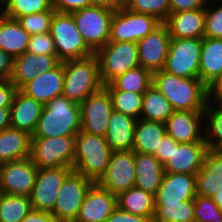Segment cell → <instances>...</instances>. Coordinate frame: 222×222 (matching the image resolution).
I'll return each instance as SVG.
<instances>
[{"mask_svg":"<svg viewBox=\"0 0 222 222\" xmlns=\"http://www.w3.org/2000/svg\"><path fill=\"white\" fill-rule=\"evenodd\" d=\"M152 84L153 73L139 66L117 76L104 87L107 90H123L144 94Z\"/></svg>","mask_w":222,"mask_h":222,"instance_id":"cell-33","label":"cell"},{"mask_svg":"<svg viewBox=\"0 0 222 222\" xmlns=\"http://www.w3.org/2000/svg\"><path fill=\"white\" fill-rule=\"evenodd\" d=\"M202 38H171L164 71L182 78H199Z\"/></svg>","mask_w":222,"mask_h":222,"instance_id":"cell-11","label":"cell"},{"mask_svg":"<svg viewBox=\"0 0 222 222\" xmlns=\"http://www.w3.org/2000/svg\"><path fill=\"white\" fill-rule=\"evenodd\" d=\"M161 24L162 22L152 15L137 13L121 5L115 9L111 19L109 41L137 43Z\"/></svg>","mask_w":222,"mask_h":222,"instance_id":"cell-9","label":"cell"},{"mask_svg":"<svg viewBox=\"0 0 222 222\" xmlns=\"http://www.w3.org/2000/svg\"><path fill=\"white\" fill-rule=\"evenodd\" d=\"M166 134L165 123L140 118L134 129L132 151L153 155L159 151L161 140Z\"/></svg>","mask_w":222,"mask_h":222,"instance_id":"cell-31","label":"cell"},{"mask_svg":"<svg viewBox=\"0 0 222 222\" xmlns=\"http://www.w3.org/2000/svg\"><path fill=\"white\" fill-rule=\"evenodd\" d=\"M30 36L17 19L0 12V49L12 58L27 51Z\"/></svg>","mask_w":222,"mask_h":222,"instance_id":"cell-28","label":"cell"},{"mask_svg":"<svg viewBox=\"0 0 222 222\" xmlns=\"http://www.w3.org/2000/svg\"><path fill=\"white\" fill-rule=\"evenodd\" d=\"M208 102L214 103L216 98L222 97V74L213 80L208 86ZM213 100V101H212Z\"/></svg>","mask_w":222,"mask_h":222,"instance_id":"cell-52","label":"cell"},{"mask_svg":"<svg viewBox=\"0 0 222 222\" xmlns=\"http://www.w3.org/2000/svg\"><path fill=\"white\" fill-rule=\"evenodd\" d=\"M104 85L100 79L99 61L94 54L83 59L64 61V84L62 94L81 103Z\"/></svg>","mask_w":222,"mask_h":222,"instance_id":"cell-4","label":"cell"},{"mask_svg":"<svg viewBox=\"0 0 222 222\" xmlns=\"http://www.w3.org/2000/svg\"><path fill=\"white\" fill-rule=\"evenodd\" d=\"M114 11L115 9L91 5L71 12L85 43L94 53L110 39Z\"/></svg>","mask_w":222,"mask_h":222,"instance_id":"cell-8","label":"cell"},{"mask_svg":"<svg viewBox=\"0 0 222 222\" xmlns=\"http://www.w3.org/2000/svg\"><path fill=\"white\" fill-rule=\"evenodd\" d=\"M173 144H179L175 139L169 135H165L159 145V151H156L153 155L160 161L162 165L171 157L173 152Z\"/></svg>","mask_w":222,"mask_h":222,"instance_id":"cell-48","label":"cell"},{"mask_svg":"<svg viewBox=\"0 0 222 222\" xmlns=\"http://www.w3.org/2000/svg\"><path fill=\"white\" fill-rule=\"evenodd\" d=\"M80 106L81 131L105 137L114 110L108 90L103 86L99 91L86 97Z\"/></svg>","mask_w":222,"mask_h":222,"instance_id":"cell-13","label":"cell"},{"mask_svg":"<svg viewBox=\"0 0 222 222\" xmlns=\"http://www.w3.org/2000/svg\"><path fill=\"white\" fill-rule=\"evenodd\" d=\"M173 112L170 102L154 85L143 94L140 118L165 123Z\"/></svg>","mask_w":222,"mask_h":222,"instance_id":"cell-34","label":"cell"},{"mask_svg":"<svg viewBox=\"0 0 222 222\" xmlns=\"http://www.w3.org/2000/svg\"><path fill=\"white\" fill-rule=\"evenodd\" d=\"M37 173L38 168L30 157L2 163L0 165V193L29 197Z\"/></svg>","mask_w":222,"mask_h":222,"instance_id":"cell-12","label":"cell"},{"mask_svg":"<svg viewBox=\"0 0 222 222\" xmlns=\"http://www.w3.org/2000/svg\"><path fill=\"white\" fill-rule=\"evenodd\" d=\"M16 90L9 79H0V108H10Z\"/></svg>","mask_w":222,"mask_h":222,"instance_id":"cell-46","label":"cell"},{"mask_svg":"<svg viewBox=\"0 0 222 222\" xmlns=\"http://www.w3.org/2000/svg\"><path fill=\"white\" fill-rule=\"evenodd\" d=\"M136 122L137 119L113 110L105 136L112 151L132 150Z\"/></svg>","mask_w":222,"mask_h":222,"instance_id":"cell-27","label":"cell"},{"mask_svg":"<svg viewBox=\"0 0 222 222\" xmlns=\"http://www.w3.org/2000/svg\"><path fill=\"white\" fill-rule=\"evenodd\" d=\"M0 7L3 15L17 20L33 13L55 11L52 0H1Z\"/></svg>","mask_w":222,"mask_h":222,"instance_id":"cell-36","label":"cell"},{"mask_svg":"<svg viewBox=\"0 0 222 222\" xmlns=\"http://www.w3.org/2000/svg\"><path fill=\"white\" fill-rule=\"evenodd\" d=\"M117 207L125 212L147 217L152 222L155 212L154 195L134 186L117 195Z\"/></svg>","mask_w":222,"mask_h":222,"instance_id":"cell-32","label":"cell"},{"mask_svg":"<svg viewBox=\"0 0 222 222\" xmlns=\"http://www.w3.org/2000/svg\"><path fill=\"white\" fill-rule=\"evenodd\" d=\"M49 32L55 44L57 58L61 62L95 54L85 43L71 13L55 11Z\"/></svg>","mask_w":222,"mask_h":222,"instance_id":"cell-5","label":"cell"},{"mask_svg":"<svg viewBox=\"0 0 222 222\" xmlns=\"http://www.w3.org/2000/svg\"><path fill=\"white\" fill-rule=\"evenodd\" d=\"M128 10L156 17L162 23L171 13L170 0H122Z\"/></svg>","mask_w":222,"mask_h":222,"instance_id":"cell-40","label":"cell"},{"mask_svg":"<svg viewBox=\"0 0 222 222\" xmlns=\"http://www.w3.org/2000/svg\"><path fill=\"white\" fill-rule=\"evenodd\" d=\"M170 41L171 36L164 23L140 39L137 42L140 66L152 73L163 70Z\"/></svg>","mask_w":222,"mask_h":222,"instance_id":"cell-16","label":"cell"},{"mask_svg":"<svg viewBox=\"0 0 222 222\" xmlns=\"http://www.w3.org/2000/svg\"><path fill=\"white\" fill-rule=\"evenodd\" d=\"M203 122L204 111H174L165 122L166 133L178 143L205 142Z\"/></svg>","mask_w":222,"mask_h":222,"instance_id":"cell-18","label":"cell"},{"mask_svg":"<svg viewBox=\"0 0 222 222\" xmlns=\"http://www.w3.org/2000/svg\"><path fill=\"white\" fill-rule=\"evenodd\" d=\"M53 9L61 13L73 11L91 6L90 0H52Z\"/></svg>","mask_w":222,"mask_h":222,"instance_id":"cell-45","label":"cell"},{"mask_svg":"<svg viewBox=\"0 0 222 222\" xmlns=\"http://www.w3.org/2000/svg\"><path fill=\"white\" fill-rule=\"evenodd\" d=\"M13 72V58L0 49V79H10Z\"/></svg>","mask_w":222,"mask_h":222,"instance_id":"cell-50","label":"cell"},{"mask_svg":"<svg viewBox=\"0 0 222 222\" xmlns=\"http://www.w3.org/2000/svg\"><path fill=\"white\" fill-rule=\"evenodd\" d=\"M55 11H43L22 16L18 19L22 28L29 34H42L50 31V24Z\"/></svg>","mask_w":222,"mask_h":222,"instance_id":"cell-41","label":"cell"},{"mask_svg":"<svg viewBox=\"0 0 222 222\" xmlns=\"http://www.w3.org/2000/svg\"><path fill=\"white\" fill-rule=\"evenodd\" d=\"M31 209L28 196L0 193V222H20Z\"/></svg>","mask_w":222,"mask_h":222,"instance_id":"cell-37","label":"cell"},{"mask_svg":"<svg viewBox=\"0 0 222 222\" xmlns=\"http://www.w3.org/2000/svg\"><path fill=\"white\" fill-rule=\"evenodd\" d=\"M216 101V105L214 104V106L220 111V112H222V97H220V98H216L215 100H214V102ZM217 103H218V105H217Z\"/></svg>","mask_w":222,"mask_h":222,"instance_id":"cell-56","label":"cell"},{"mask_svg":"<svg viewBox=\"0 0 222 222\" xmlns=\"http://www.w3.org/2000/svg\"><path fill=\"white\" fill-rule=\"evenodd\" d=\"M195 186L196 195L202 197H212L222 189V151L208 150Z\"/></svg>","mask_w":222,"mask_h":222,"instance_id":"cell-25","label":"cell"},{"mask_svg":"<svg viewBox=\"0 0 222 222\" xmlns=\"http://www.w3.org/2000/svg\"><path fill=\"white\" fill-rule=\"evenodd\" d=\"M195 222H222V210L212 197L197 195L194 199Z\"/></svg>","mask_w":222,"mask_h":222,"instance_id":"cell-42","label":"cell"},{"mask_svg":"<svg viewBox=\"0 0 222 222\" xmlns=\"http://www.w3.org/2000/svg\"><path fill=\"white\" fill-rule=\"evenodd\" d=\"M94 182L72 170L62 182L55 206L50 212L56 221L74 222L84 198Z\"/></svg>","mask_w":222,"mask_h":222,"instance_id":"cell-10","label":"cell"},{"mask_svg":"<svg viewBox=\"0 0 222 222\" xmlns=\"http://www.w3.org/2000/svg\"><path fill=\"white\" fill-rule=\"evenodd\" d=\"M174 111H204L208 88L199 78H182L164 70L153 73V84Z\"/></svg>","mask_w":222,"mask_h":222,"instance_id":"cell-1","label":"cell"},{"mask_svg":"<svg viewBox=\"0 0 222 222\" xmlns=\"http://www.w3.org/2000/svg\"><path fill=\"white\" fill-rule=\"evenodd\" d=\"M222 74V39L202 38L199 79L208 86Z\"/></svg>","mask_w":222,"mask_h":222,"instance_id":"cell-29","label":"cell"},{"mask_svg":"<svg viewBox=\"0 0 222 222\" xmlns=\"http://www.w3.org/2000/svg\"><path fill=\"white\" fill-rule=\"evenodd\" d=\"M210 8L212 7L209 3L205 7L204 37L222 39V4H220V6L213 7L215 9Z\"/></svg>","mask_w":222,"mask_h":222,"instance_id":"cell-43","label":"cell"},{"mask_svg":"<svg viewBox=\"0 0 222 222\" xmlns=\"http://www.w3.org/2000/svg\"><path fill=\"white\" fill-rule=\"evenodd\" d=\"M43 105L17 89L10 106L12 128L26 131L33 136L38 125Z\"/></svg>","mask_w":222,"mask_h":222,"instance_id":"cell-23","label":"cell"},{"mask_svg":"<svg viewBox=\"0 0 222 222\" xmlns=\"http://www.w3.org/2000/svg\"><path fill=\"white\" fill-rule=\"evenodd\" d=\"M213 201L217 204V206L222 210V189L218 190L213 196Z\"/></svg>","mask_w":222,"mask_h":222,"instance_id":"cell-55","label":"cell"},{"mask_svg":"<svg viewBox=\"0 0 222 222\" xmlns=\"http://www.w3.org/2000/svg\"><path fill=\"white\" fill-rule=\"evenodd\" d=\"M72 168L38 169L36 180L29 196L32 209L51 212L55 206L58 192Z\"/></svg>","mask_w":222,"mask_h":222,"instance_id":"cell-14","label":"cell"},{"mask_svg":"<svg viewBox=\"0 0 222 222\" xmlns=\"http://www.w3.org/2000/svg\"><path fill=\"white\" fill-rule=\"evenodd\" d=\"M136 179L134 186L153 195L162 184L164 168L160 161L151 154L134 152Z\"/></svg>","mask_w":222,"mask_h":222,"instance_id":"cell-26","label":"cell"},{"mask_svg":"<svg viewBox=\"0 0 222 222\" xmlns=\"http://www.w3.org/2000/svg\"><path fill=\"white\" fill-rule=\"evenodd\" d=\"M196 175L165 172L155 203H180L194 200L196 195Z\"/></svg>","mask_w":222,"mask_h":222,"instance_id":"cell-21","label":"cell"},{"mask_svg":"<svg viewBox=\"0 0 222 222\" xmlns=\"http://www.w3.org/2000/svg\"><path fill=\"white\" fill-rule=\"evenodd\" d=\"M114 111L140 119L143 94L123 90H108Z\"/></svg>","mask_w":222,"mask_h":222,"instance_id":"cell-39","label":"cell"},{"mask_svg":"<svg viewBox=\"0 0 222 222\" xmlns=\"http://www.w3.org/2000/svg\"><path fill=\"white\" fill-rule=\"evenodd\" d=\"M26 52L38 55H57L50 32L31 35Z\"/></svg>","mask_w":222,"mask_h":222,"instance_id":"cell-44","label":"cell"},{"mask_svg":"<svg viewBox=\"0 0 222 222\" xmlns=\"http://www.w3.org/2000/svg\"><path fill=\"white\" fill-rule=\"evenodd\" d=\"M206 142L173 144L171 157L163 165L165 172L196 175L208 152Z\"/></svg>","mask_w":222,"mask_h":222,"instance_id":"cell-17","label":"cell"},{"mask_svg":"<svg viewBox=\"0 0 222 222\" xmlns=\"http://www.w3.org/2000/svg\"><path fill=\"white\" fill-rule=\"evenodd\" d=\"M117 208V196L98 183L88 190L74 222H105Z\"/></svg>","mask_w":222,"mask_h":222,"instance_id":"cell-19","label":"cell"},{"mask_svg":"<svg viewBox=\"0 0 222 222\" xmlns=\"http://www.w3.org/2000/svg\"><path fill=\"white\" fill-rule=\"evenodd\" d=\"M136 179L134 152L113 151L105 175L98 184L116 196L134 187Z\"/></svg>","mask_w":222,"mask_h":222,"instance_id":"cell-15","label":"cell"},{"mask_svg":"<svg viewBox=\"0 0 222 222\" xmlns=\"http://www.w3.org/2000/svg\"><path fill=\"white\" fill-rule=\"evenodd\" d=\"M63 84L64 61L60 62L54 69L38 74L20 90L44 106L56 96L62 95Z\"/></svg>","mask_w":222,"mask_h":222,"instance_id":"cell-22","label":"cell"},{"mask_svg":"<svg viewBox=\"0 0 222 222\" xmlns=\"http://www.w3.org/2000/svg\"><path fill=\"white\" fill-rule=\"evenodd\" d=\"M95 55L99 61L100 79L104 86L117 76L140 66L138 45L133 42L108 41Z\"/></svg>","mask_w":222,"mask_h":222,"instance_id":"cell-7","label":"cell"},{"mask_svg":"<svg viewBox=\"0 0 222 222\" xmlns=\"http://www.w3.org/2000/svg\"><path fill=\"white\" fill-rule=\"evenodd\" d=\"M105 222H151L147 217L138 216L125 212L118 207L106 219Z\"/></svg>","mask_w":222,"mask_h":222,"instance_id":"cell-49","label":"cell"},{"mask_svg":"<svg viewBox=\"0 0 222 222\" xmlns=\"http://www.w3.org/2000/svg\"><path fill=\"white\" fill-rule=\"evenodd\" d=\"M204 123L206 125L204 140L208 149L222 151V112L214 106V103L208 102L204 110Z\"/></svg>","mask_w":222,"mask_h":222,"instance_id":"cell-38","label":"cell"},{"mask_svg":"<svg viewBox=\"0 0 222 222\" xmlns=\"http://www.w3.org/2000/svg\"><path fill=\"white\" fill-rule=\"evenodd\" d=\"M31 135L26 131L6 128L0 132V163L30 157Z\"/></svg>","mask_w":222,"mask_h":222,"instance_id":"cell-30","label":"cell"},{"mask_svg":"<svg viewBox=\"0 0 222 222\" xmlns=\"http://www.w3.org/2000/svg\"><path fill=\"white\" fill-rule=\"evenodd\" d=\"M171 38H203L205 33V8L177 11L164 22Z\"/></svg>","mask_w":222,"mask_h":222,"instance_id":"cell-24","label":"cell"},{"mask_svg":"<svg viewBox=\"0 0 222 222\" xmlns=\"http://www.w3.org/2000/svg\"><path fill=\"white\" fill-rule=\"evenodd\" d=\"M75 136L31 137L30 159L38 169L72 168Z\"/></svg>","mask_w":222,"mask_h":222,"instance_id":"cell-6","label":"cell"},{"mask_svg":"<svg viewBox=\"0 0 222 222\" xmlns=\"http://www.w3.org/2000/svg\"><path fill=\"white\" fill-rule=\"evenodd\" d=\"M20 222H56V220L50 212L31 209Z\"/></svg>","mask_w":222,"mask_h":222,"instance_id":"cell-51","label":"cell"},{"mask_svg":"<svg viewBox=\"0 0 222 222\" xmlns=\"http://www.w3.org/2000/svg\"><path fill=\"white\" fill-rule=\"evenodd\" d=\"M211 0H170L171 13L205 8Z\"/></svg>","mask_w":222,"mask_h":222,"instance_id":"cell-47","label":"cell"},{"mask_svg":"<svg viewBox=\"0 0 222 222\" xmlns=\"http://www.w3.org/2000/svg\"><path fill=\"white\" fill-rule=\"evenodd\" d=\"M112 152L104 136L80 131L75 136L73 170L98 183L106 173Z\"/></svg>","mask_w":222,"mask_h":222,"instance_id":"cell-3","label":"cell"},{"mask_svg":"<svg viewBox=\"0 0 222 222\" xmlns=\"http://www.w3.org/2000/svg\"><path fill=\"white\" fill-rule=\"evenodd\" d=\"M81 131V106L63 94L43 106L31 137L76 136Z\"/></svg>","mask_w":222,"mask_h":222,"instance_id":"cell-2","label":"cell"},{"mask_svg":"<svg viewBox=\"0 0 222 222\" xmlns=\"http://www.w3.org/2000/svg\"><path fill=\"white\" fill-rule=\"evenodd\" d=\"M194 200L180 203H155L152 222H195Z\"/></svg>","mask_w":222,"mask_h":222,"instance_id":"cell-35","label":"cell"},{"mask_svg":"<svg viewBox=\"0 0 222 222\" xmlns=\"http://www.w3.org/2000/svg\"><path fill=\"white\" fill-rule=\"evenodd\" d=\"M61 61L57 55H38L25 52L13 58V72L10 81L21 89L38 74L54 69Z\"/></svg>","mask_w":222,"mask_h":222,"instance_id":"cell-20","label":"cell"},{"mask_svg":"<svg viewBox=\"0 0 222 222\" xmlns=\"http://www.w3.org/2000/svg\"><path fill=\"white\" fill-rule=\"evenodd\" d=\"M11 127L10 108H0V132Z\"/></svg>","mask_w":222,"mask_h":222,"instance_id":"cell-54","label":"cell"},{"mask_svg":"<svg viewBox=\"0 0 222 222\" xmlns=\"http://www.w3.org/2000/svg\"><path fill=\"white\" fill-rule=\"evenodd\" d=\"M92 6L117 9L122 5V0H90Z\"/></svg>","mask_w":222,"mask_h":222,"instance_id":"cell-53","label":"cell"}]
</instances>
